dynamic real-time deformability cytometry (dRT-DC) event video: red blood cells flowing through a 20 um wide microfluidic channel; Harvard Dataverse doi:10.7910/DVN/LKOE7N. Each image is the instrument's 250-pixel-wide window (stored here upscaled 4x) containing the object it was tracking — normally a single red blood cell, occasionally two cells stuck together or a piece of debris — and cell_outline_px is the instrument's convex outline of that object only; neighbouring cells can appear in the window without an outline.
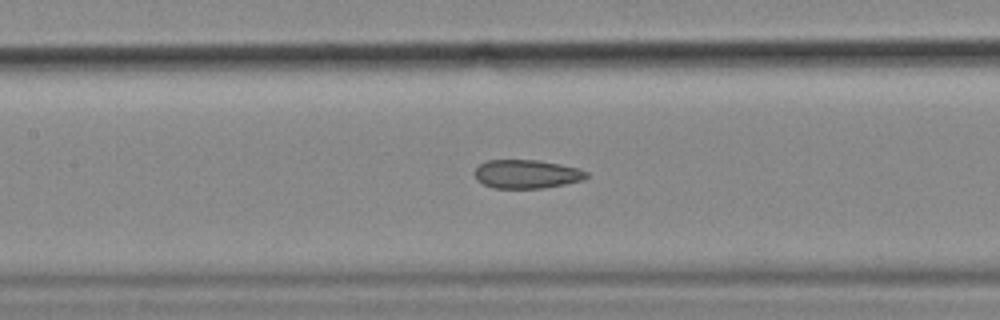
{"species": "common noctule bat (a hibernating species)", "species_latin": "Nyctalus noctula", "temperature_condition": "cold", "stored_images_in_passage": 54, "camera_frame_rate_fps": 3000, "um_per_image_px": 0.085, "animal": {"sex": "female", "body_mass_g": 18.4}, "frame": {"image": 1, "passage_image": 24, "time_ms": 7.667, "image_size_px": [1000, 320], "cell_outline_px": [[588, 176], [584, 180], [544, 188], [492, 188], [476, 180], [476, 168], [480, 164], [488, 160], [540, 160], [560, 164], [576, 168], [588, 172]], "centroid_in_image_um": [44.78, 14.8], "position_along_channel_um": 162.6, "area_um2": 18.61}, "authors_computed_cell_mechanics": {"area_um2": 19.7965, "velocity_mm_per_s": 3.5932, "shape_relaxation_time_tau1_ms": null, "shape_relaxation_time_tau2_ms": 3.5309, "deformation_change_tau1": null, "deformation_change_tau2": 0.1034}}